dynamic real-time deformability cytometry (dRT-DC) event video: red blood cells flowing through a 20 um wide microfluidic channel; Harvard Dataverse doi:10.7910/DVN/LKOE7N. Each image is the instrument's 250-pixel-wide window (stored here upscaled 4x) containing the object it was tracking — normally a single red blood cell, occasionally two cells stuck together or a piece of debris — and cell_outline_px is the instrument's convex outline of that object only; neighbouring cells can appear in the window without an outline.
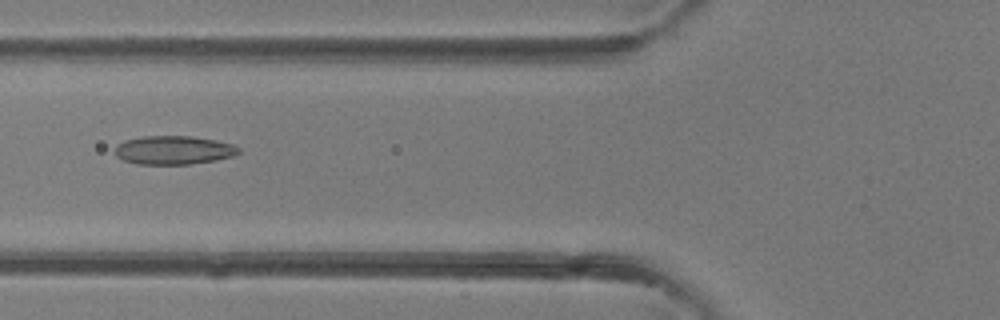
{"species": "common noctule bat (a hibernating species)", "species_latin": "Nyctalus noctula", "temperature_condition": "room temperature", "stored_images_in_passage": 4, "camera_frame_rate_fps": 3000, "um_per_image_px": 0.085, "animal": {"sex": "female"}, "frame": {"image": 1, "passage_image": 4, "time_ms": 4.333, "image_size_px": [1000, 320], "cell_outline_px": [[240, 152], [232, 156], [216, 160], [188, 164], [136, 164], [124, 160], [116, 156], [116, 144], [124, 140], [144, 136], [192, 136], [216, 140], [232, 144], [240, 148]], "centroid_in_image_um": [14.75, 12.75], "position_along_channel_um": 111.0, "area_um2": 20.63}}